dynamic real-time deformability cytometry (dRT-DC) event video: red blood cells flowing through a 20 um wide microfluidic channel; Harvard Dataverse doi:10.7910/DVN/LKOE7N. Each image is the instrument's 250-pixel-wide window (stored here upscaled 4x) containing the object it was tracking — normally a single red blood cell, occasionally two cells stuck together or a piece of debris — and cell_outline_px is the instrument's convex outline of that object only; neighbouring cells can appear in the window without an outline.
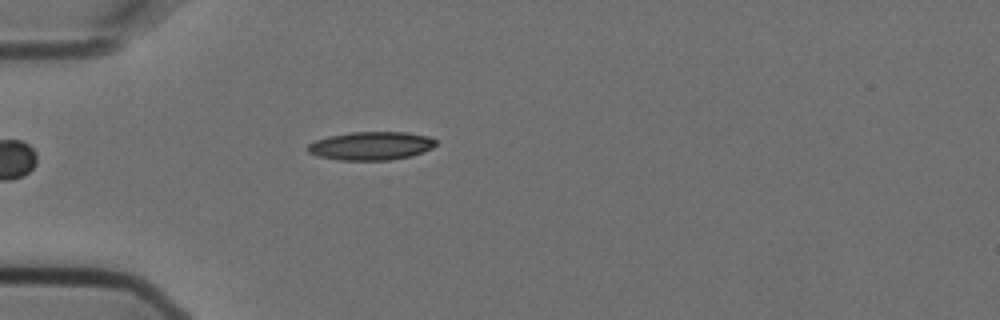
{"species": "Egyptian fruit bat (a non-hibernating species)", "species_latin": "Rousettus aegyptiacus", "temperature_condition": "cold", "stored_images_in_passage": 5, "camera_frame_rate_fps": 3000, "um_per_image_px": 0.085, "animal": {"sex": "female"}, "frame": {"image": 1, "passage_image": 5, "time_ms": 1.333, "image_size_px": [1000, 320], "cell_outline_px": [[436, 144], [432, 148], [424, 152], [408, 156], [388, 160], [340, 160], [316, 156], [308, 152], [304, 148], [308, 144], [316, 140], [328, 136], [352, 132], [408, 132], [428, 136], [436, 140]], "centroid_in_image_um": [31.51, 12.39], "position_along_channel_um": 53.5, "area_um2": 21.27}}